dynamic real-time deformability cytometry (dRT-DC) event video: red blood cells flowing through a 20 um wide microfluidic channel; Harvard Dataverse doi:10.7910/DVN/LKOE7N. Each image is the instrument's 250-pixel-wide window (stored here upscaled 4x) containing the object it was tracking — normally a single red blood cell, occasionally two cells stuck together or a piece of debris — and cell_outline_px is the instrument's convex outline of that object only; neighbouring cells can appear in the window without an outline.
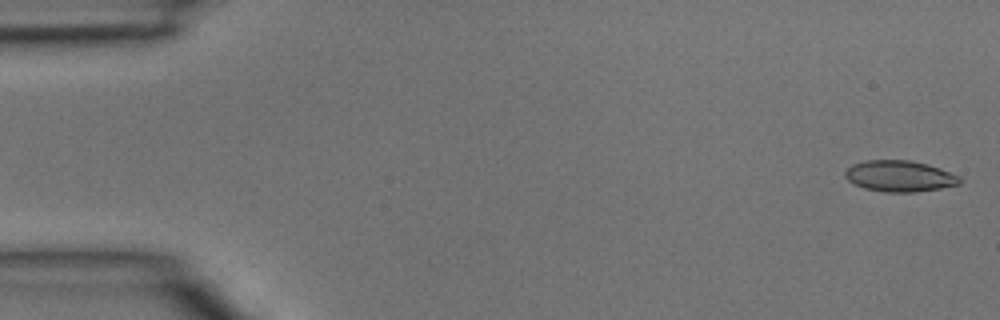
{"species": "common noctule bat (a hibernating species)", "species_latin": "Nyctalus noctula", "temperature_condition": "room temperature", "stored_images_in_passage": 4, "camera_frame_rate_fps": 3000, "um_per_image_px": 0.085, "animal": {"sex": "male", "body_mass_g": 15.6}, "frame": {"image": 1, "passage_image": 1, "time_ms": 0.0, "image_size_px": [1000, 320], "cell_outline_px": [[964, 180], [960, 184], [940, 188], [912, 192], [884, 192], [864, 188], [848, 180], [844, 176], [844, 172], [852, 164], [868, 160], [908, 160], [928, 164], [940, 168], [960, 176]], "centroid_in_image_um": [76.49, 14.97], "position_along_channel_um": 8.5, "area_um2": 20.81}}
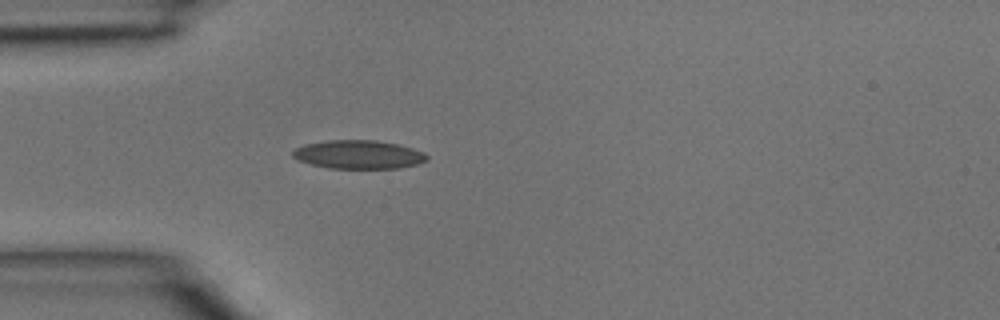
{"frame": {"image": 2, "passage_image": 4, "time_ms": 1.0, "image_size_px": [1000, 320], "cell_outline_px": [[428, 160], [416, 164], [400, 168], [328, 168], [312, 164], [300, 160], [292, 156], [292, 152], [296, 148], [304, 144], [328, 140], [376, 140], [396, 144], [412, 148], [424, 152], [428, 156]], "centroid_in_image_um": [30.49, 13.13], "position_along_channel_um": 54.5, "area_um2": 22.2}}